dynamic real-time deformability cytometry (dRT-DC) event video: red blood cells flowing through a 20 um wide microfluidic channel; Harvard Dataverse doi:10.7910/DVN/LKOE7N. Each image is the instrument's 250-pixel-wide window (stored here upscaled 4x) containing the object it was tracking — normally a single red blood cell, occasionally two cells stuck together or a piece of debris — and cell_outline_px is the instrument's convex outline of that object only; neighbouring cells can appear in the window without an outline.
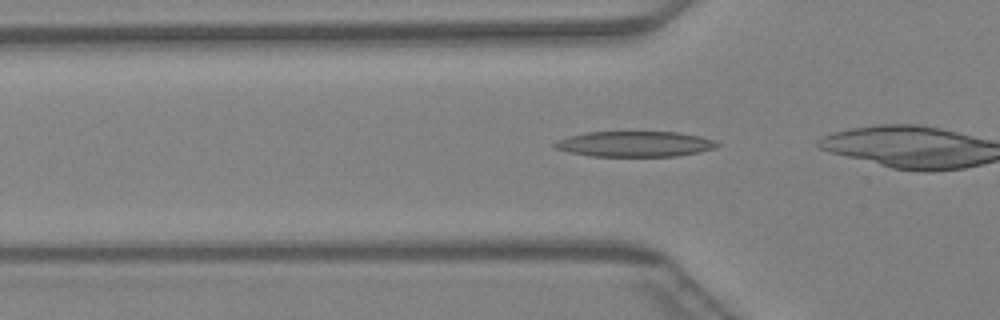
{"species": "Egyptian fruit bat (a non-hibernating species)", "species_latin": "Rousettus aegyptiacus", "temperature_condition": "warm", "stored_images_in_passage": 23, "camera_frame_rate_fps": 3000, "um_per_image_px": 0.085, "animal": {"sex": "female"}, "frame": {"image": 1, "passage_image": 2, "time_ms": 0.333, "image_size_px": [1000, 320], "cell_outline_px": [[720, 144], [716, 148], [700, 152], [676, 156], [592, 156], [572, 152], [556, 148], [552, 144], [568, 136], [584, 132], [680, 132], [700, 136], [712, 140]], "centroid_in_image_um": [54.0, 12.23], "position_along_channel_um": 71.8, "area_um2": 23.99}}
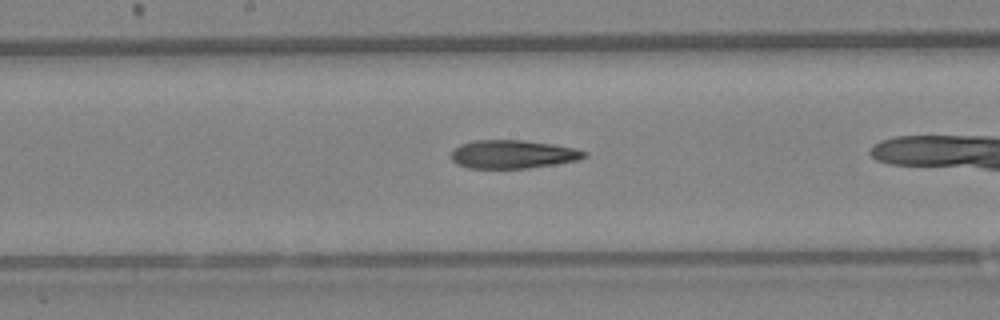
{"frame": {"image": 2, "passage_image": 11, "time_ms": 3.333, "image_size_px": [1000, 320], "cell_outline_px": [[588, 156], [576, 160], [552, 164], [524, 168], [468, 168], [452, 160], [452, 152], [460, 144], [472, 140], [524, 140], [552, 144], [572, 148], [588, 152]], "centroid_in_image_um": [43.58, 13.1], "position_along_channel_um": 204.6, "area_um2": 21.68}}
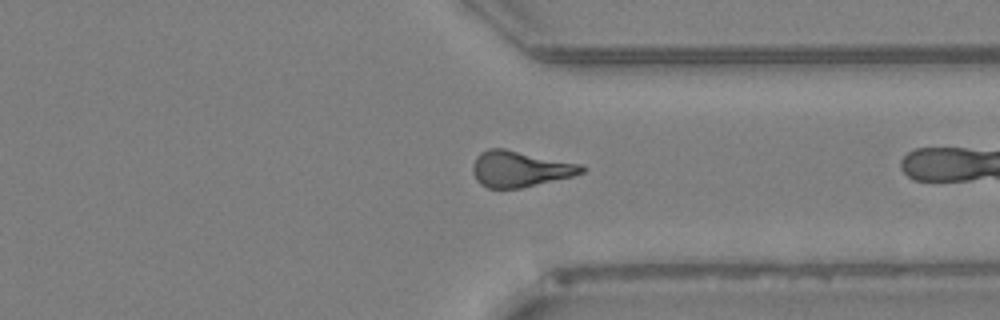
{"frame": {"image": 3, "passage_image": 22, "time_ms": 7.0, "image_size_px": [1000, 320], "cell_outline_px": [[588, 168], [584, 172], [572, 176], [520, 188], [488, 188], [480, 184], [476, 180], [472, 172], [472, 164], [476, 156], [480, 152], [488, 148], [504, 148], [584, 164]], "centroid_in_image_um": [44.2, 14.34], "position_along_channel_um": 367.2, "area_um2": 23.12}}